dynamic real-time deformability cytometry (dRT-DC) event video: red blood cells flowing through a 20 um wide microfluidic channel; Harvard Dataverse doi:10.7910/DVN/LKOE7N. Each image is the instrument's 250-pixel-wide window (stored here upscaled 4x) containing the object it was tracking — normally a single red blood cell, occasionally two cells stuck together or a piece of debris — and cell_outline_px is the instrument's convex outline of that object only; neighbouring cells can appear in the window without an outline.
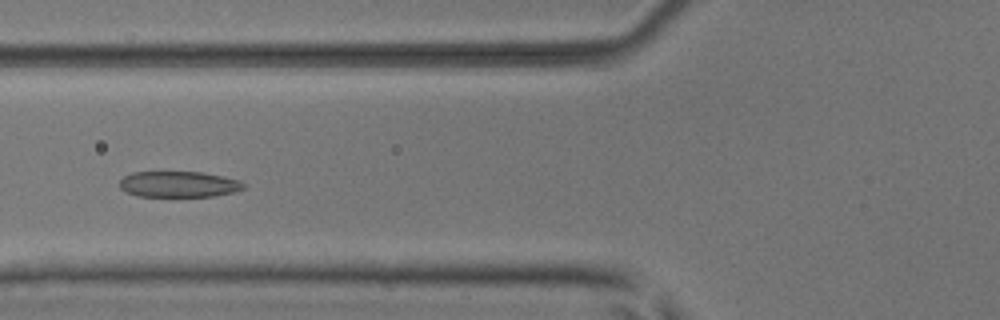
{"species": "common noctule bat (a hibernating species)", "species_latin": "Nyctalus noctula", "temperature_condition": "room temperature", "stored_images_in_passage": 40, "camera_frame_rate_fps": 3000, "um_per_image_px": 0.085, "animal": {"sex": "male", "body_mass_g": 17.9, "forearm_length_mm": 54.2}, "frame": {"image": 1, "passage_image": 9, "time_ms": 2.667, "image_size_px": [1000, 320], "cell_outline_px": [[244, 188], [232, 192], [216, 196], [136, 196], [124, 192], [120, 188], [120, 180], [124, 176], [132, 172], [200, 172], [224, 176], [236, 180], [244, 184]], "centroid_in_image_um": [15.13, 15.66], "position_along_channel_um": 110.7, "area_um2": 18.67}}
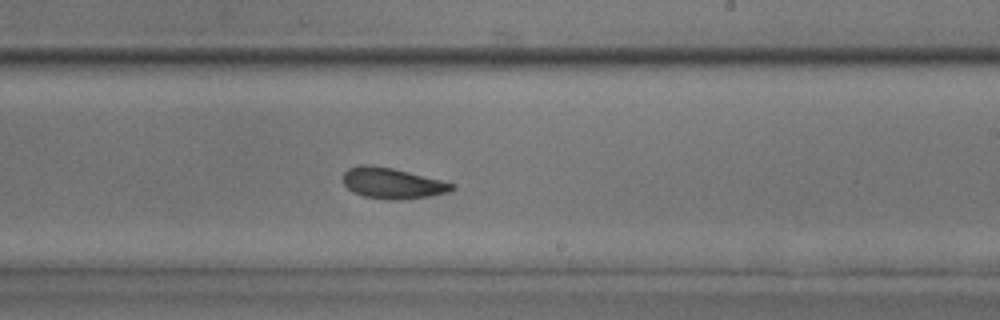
{"frame": {"image": 2, "passage_image": 20, "time_ms": 6.333, "image_size_px": [1000, 320], "cell_outline_px": [[456, 188], [448, 192], [428, 196], [400, 200], [388, 200], [364, 196], [352, 192], [344, 184], [344, 172], [348, 168], [360, 164], [368, 164], [392, 168], [456, 184]], "centroid_in_image_um": [33.33, 15.58], "position_along_channel_um": 255.7, "area_um2": 19.48}}
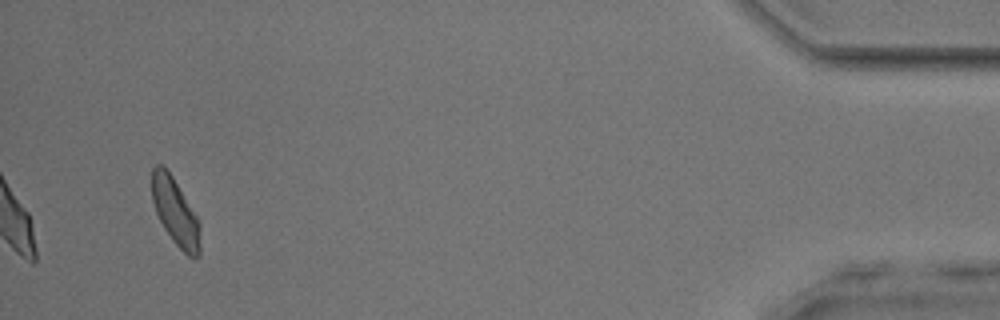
{"frame": {"image": 3, "passage_image": 38, "time_ms": 12.333, "image_size_px": [1000, 320], "cell_outline_px": [[200, 256], [196, 260], [188, 256], [172, 240], [164, 228], [156, 212], [152, 200], [152, 168], [156, 164], [160, 164], [172, 176], [200, 220]], "centroid_in_image_um": [14.93, 18.06], "position_along_channel_um": 420.3, "area_um2": 18.9}, "authors_computed_cell_mechanics": {"area_um2": 19.4786, "velocity_mm_per_s": 3.9753, "shape_relaxation_time_tau1_ms": 2.6673, "shape_relaxation_time_tau2_ms": 1.7296, "deformation_change_tau1": 0.1147, "deformation_change_tau2": 0.0959}}